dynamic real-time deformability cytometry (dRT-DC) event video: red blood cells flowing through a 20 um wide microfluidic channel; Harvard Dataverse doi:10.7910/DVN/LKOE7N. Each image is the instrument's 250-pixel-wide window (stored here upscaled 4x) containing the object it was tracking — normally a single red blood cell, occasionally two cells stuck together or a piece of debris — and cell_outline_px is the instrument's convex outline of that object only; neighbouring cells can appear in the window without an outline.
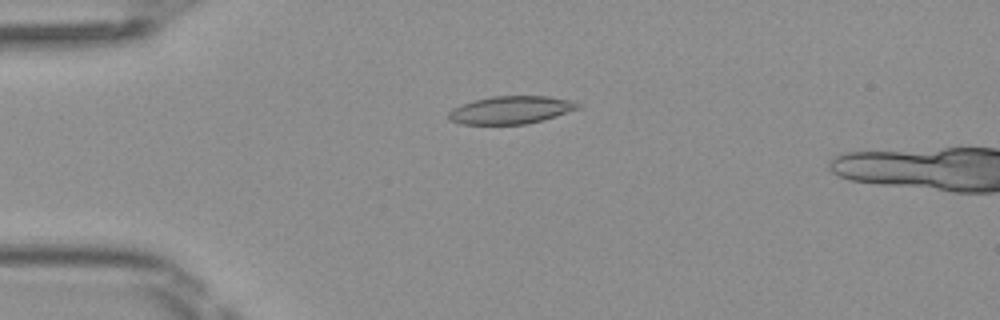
{"species": "Egyptian fruit bat (a non-hibernating species)", "species_latin": "Rousettus aegyptiacus", "temperature_condition": "room temperature", "stored_images_in_passage": 48, "camera_frame_rate_fps": 3000, "um_per_image_px": 0.085, "frame": {"image": 1, "passage_image": 12, "time_ms": 3.667, "image_size_px": [1000, 320], "cell_outline_px": [[580, 108], [544, 120], [528, 124], [460, 124], [448, 120], [448, 112], [452, 108], [460, 104], [492, 96], [548, 96], [568, 100], [580, 104]], "centroid_in_image_um": [43.39, 9.35], "position_along_channel_um": 41.6, "area_um2": 20.98}}
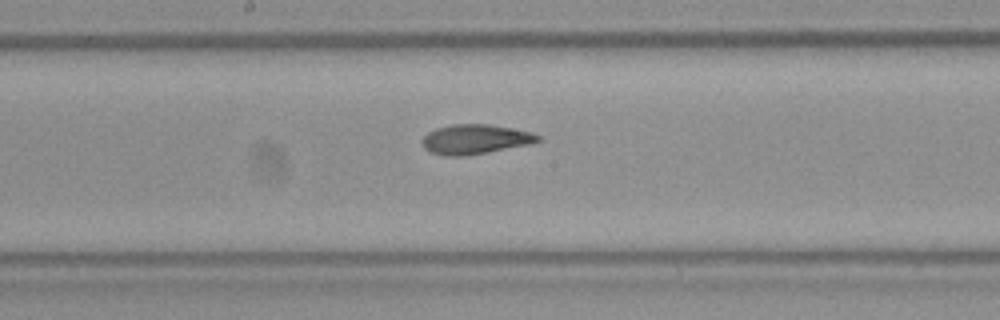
{"frame": {"image": 2, "passage_image": 26, "time_ms": 8.333, "image_size_px": [1000, 320], "cell_outline_px": [[540, 140], [532, 144], [488, 152], [464, 156], [444, 156], [428, 152], [420, 144], [420, 140], [428, 132], [436, 128], [452, 124], [488, 124], [512, 128], [532, 132], [540, 136]], "centroid_in_image_um": [40.35, 11.84], "position_along_channel_um": 207.9, "area_um2": 20.29}}
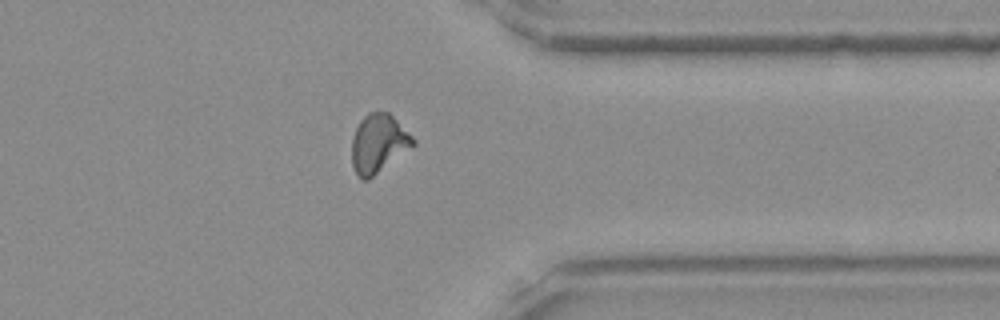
{"frame": {"image": 3, "passage_image": 39, "time_ms": 12.667, "image_size_px": [1000, 320], "cell_outline_px": [[416, 144], [368, 180], [364, 180], [356, 172], [352, 164], [352, 136], [360, 120], [368, 112], [388, 112], [416, 140]], "centroid_in_image_um": [32.16, 12.19], "position_along_channel_um": 379.2, "area_um2": 20.63}}